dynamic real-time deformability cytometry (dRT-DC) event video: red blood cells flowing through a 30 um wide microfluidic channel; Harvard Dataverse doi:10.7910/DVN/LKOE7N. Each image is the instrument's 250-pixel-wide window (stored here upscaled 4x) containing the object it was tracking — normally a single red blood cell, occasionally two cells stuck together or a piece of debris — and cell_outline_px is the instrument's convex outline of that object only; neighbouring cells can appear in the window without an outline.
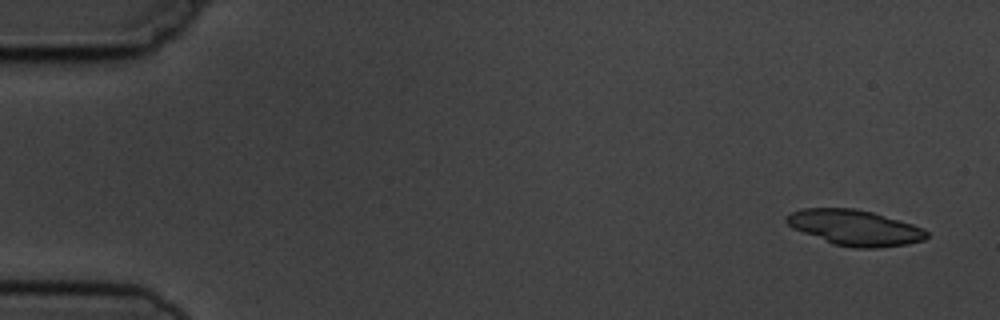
{"species": "common noctule bat (a hibernating species)", "species_latin": "Nyctalus noctula", "temperature_condition": "cold", "stored_images_in_passage": 4, "camera_frame_rate_fps": 3000, "um_per_image_px": 0.085, "animal": {"sex": "male", "body_mass_g": 19.5, "forearm_length_mm": 54.6}, "frame": {"image": 1, "passage_image": 1, "time_ms": 0.0, "image_size_px": [1000, 320], "cell_outline_px": [[928, 236], [924, 240], [908, 244], [876, 248], [856, 248], [832, 244], [792, 228], [784, 220], [792, 212], [804, 208], [856, 208], [872, 212], [912, 224], [924, 228], [928, 232]], "centroid_in_image_um": [72.67, 19.36], "position_along_channel_um": 12.3, "area_um2": 29.02}}